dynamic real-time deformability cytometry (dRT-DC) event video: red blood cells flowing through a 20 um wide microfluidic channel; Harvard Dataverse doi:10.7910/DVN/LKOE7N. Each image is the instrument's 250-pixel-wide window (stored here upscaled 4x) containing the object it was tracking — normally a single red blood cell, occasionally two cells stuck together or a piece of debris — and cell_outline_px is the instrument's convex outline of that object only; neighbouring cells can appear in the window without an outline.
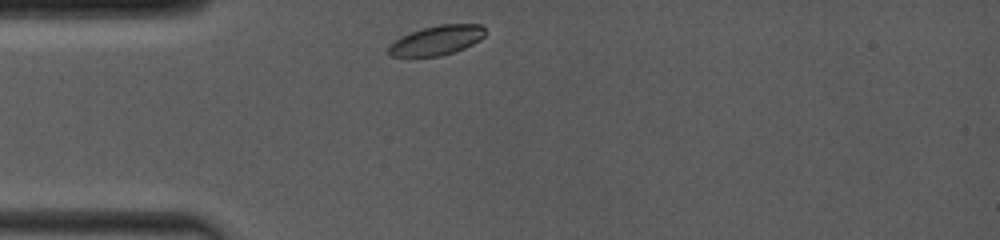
{"species": "common noctule bat (a hibernating species)", "species_latin": "Nyctalus noctula", "temperature_condition": "room temperature", "stored_images_in_passage": 29, "camera_frame_rate_fps": 4000, "um_per_image_px": 0.085, "animal": {"sex": "female", "body_mass_g": 19.0, "forearm_length_mm": 53.3}, "frame": {"image": 1, "passage_image": 1, "time_ms": 0.0, "image_size_px": [1000, 240], "cell_outline_px": [[484, 36], [480, 40], [464, 48], [440, 56], [392, 56], [388, 52], [388, 48], [396, 40], [420, 28], [440, 24], [480, 24], [484, 28]], "centroid_in_image_um": [37.15, 3.41], "position_along_channel_um": 47.8, "area_um2": 16.3}}
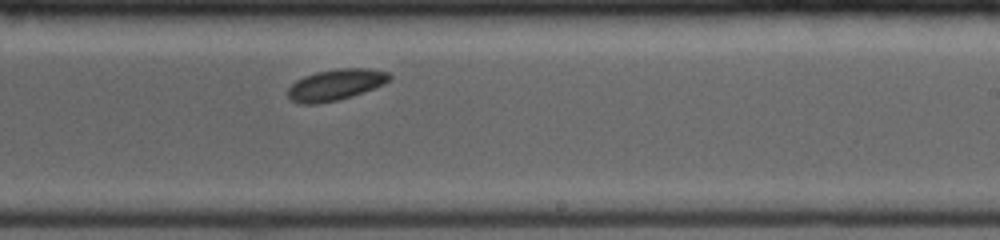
{"frame": {"image": 2, "passage_image": 17, "time_ms": 5.75, "image_size_px": [1000, 240], "cell_outline_px": [[392, 76], [384, 84], [352, 96], [336, 100], [316, 104], [300, 104], [292, 100], [288, 96], [288, 88], [296, 80], [304, 76], [316, 72], [336, 68], [368, 68], [388, 72]], "centroid_in_image_um": [28.52, 7.19], "position_along_channel_um": 260.5, "area_um2": 18.38}}
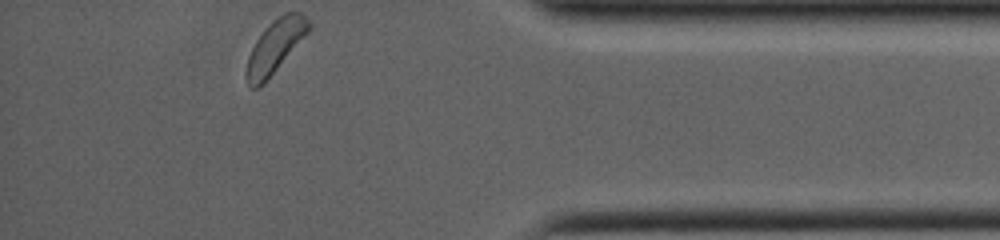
{"frame": {"image": 3, "passage_image": 29, "time_ms": 10.0, "image_size_px": [1000, 240], "cell_outline_px": [[312, 24], [308, 32], [276, 68], [256, 88], [252, 88], [248, 84], [244, 76], [244, 72], [248, 56], [256, 40], [264, 28], [272, 20], [284, 12], [304, 12]], "centroid_in_image_um": [23.38, 3.87], "position_along_channel_um": 411.8, "area_um2": 18.84}, "authors_computed_cell_mechanics": {"area_um2": 18.0914, "velocity_mm_per_s": 3.966, "shape_relaxation_time_tau1_ms": 0.7726, "shape_relaxation_time_tau2_ms": null, "deformation_change_tau1": 0.034, "deformation_change_tau2": null}}